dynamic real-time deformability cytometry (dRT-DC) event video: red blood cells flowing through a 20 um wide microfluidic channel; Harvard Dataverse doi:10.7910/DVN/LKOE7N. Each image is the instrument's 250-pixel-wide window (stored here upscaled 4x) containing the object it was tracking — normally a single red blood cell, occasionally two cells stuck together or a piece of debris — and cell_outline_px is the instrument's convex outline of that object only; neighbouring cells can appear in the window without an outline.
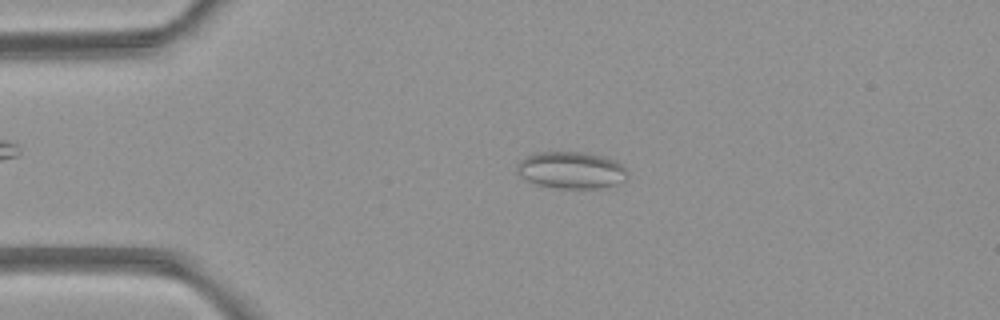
{"species": "common noctule bat (a hibernating species)", "species_latin": "Nyctalus noctula", "temperature_condition": "room temperature", "stored_images_in_passage": 3, "camera_frame_rate_fps": 3000, "um_per_image_px": 0.085, "animal": {"sex": "female", "body_mass_g": 21.9}, "frame": {"image": 1, "passage_image": 3, "time_ms": 2.333, "image_size_px": [1000, 320], "cell_outline_px": [[628, 180], [604, 188], [560, 188], [536, 184], [520, 176], [516, 172], [516, 164], [520, 160], [536, 152], [584, 152], [616, 160], [628, 172]], "centroid_in_image_um": [48.57, 14.47], "position_along_channel_um": 36.4, "area_um2": 23.87}}